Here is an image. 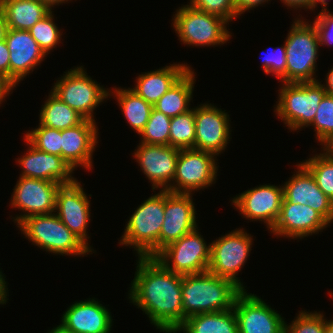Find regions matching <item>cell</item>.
I'll return each instance as SVG.
<instances>
[{
    "instance_id": "obj_1",
    "label": "cell",
    "mask_w": 333,
    "mask_h": 333,
    "mask_svg": "<svg viewBox=\"0 0 333 333\" xmlns=\"http://www.w3.org/2000/svg\"><path fill=\"white\" fill-rule=\"evenodd\" d=\"M128 292L130 303L147 314L160 332L175 333L182 325V277L155 257L138 256Z\"/></svg>"
},
{
    "instance_id": "obj_2",
    "label": "cell",
    "mask_w": 333,
    "mask_h": 333,
    "mask_svg": "<svg viewBox=\"0 0 333 333\" xmlns=\"http://www.w3.org/2000/svg\"><path fill=\"white\" fill-rule=\"evenodd\" d=\"M181 291L183 324L194 315L232 309L243 290L233 281L207 271L183 275Z\"/></svg>"
},
{
    "instance_id": "obj_3",
    "label": "cell",
    "mask_w": 333,
    "mask_h": 333,
    "mask_svg": "<svg viewBox=\"0 0 333 333\" xmlns=\"http://www.w3.org/2000/svg\"><path fill=\"white\" fill-rule=\"evenodd\" d=\"M164 221V190L140 204L126 222L119 244L132 246L137 256L155 257L160 252V231Z\"/></svg>"
},
{
    "instance_id": "obj_4",
    "label": "cell",
    "mask_w": 333,
    "mask_h": 333,
    "mask_svg": "<svg viewBox=\"0 0 333 333\" xmlns=\"http://www.w3.org/2000/svg\"><path fill=\"white\" fill-rule=\"evenodd\" d=\"M17 225L29 242L46 252L81 257L94 251L72 233L55 213L32 215Z\"/></svg>"
},
{
    "instance_id": "obj_5",
    "label": "cell",
    "mask_w": 333,
    "mask_h": 333,
    "mask_svg": "<svg viewBox=\"0 0 333 333\" xmlns=\"http://www.w3.org/2000/svg\"><path fill=\"white\" fill-rule=\"evenodd\" d=\"M298 17L291 25L285 40L286 83L318 81L316 60L320 47L319 35L314 23Z\"/></svg>"
},
{
    "instance_id": "obj_6",
    "label": "cell",
    "mask_w": 333,
    "mask_h": 333,
    "mask_svg": "<svg viewBox=\"0 0 333 333\" xmlns=\"http://www.w3.org/2000/svg\"><path fill=\"white\" fill-rule=\"evenodd\" d=\"M274 112L286 127L297 131L309 127L318 107L327 94L321 81L283 83Z\"/></svg>"
},
{
    "instance_id": "obj_7",
    "label": "cell",
    "mask_w": 333,
    "mask_h": 333,
    "mask_svg": "<svg viewBox=\"0 0 333 333\" xmlns=\"http://www.w3.org/2000/svg\"><path fill=\"white\" fill-rule=\"evenodd\" d=\"M179 8L173 15L172 24L183 44L208 47L230 40L232 35L226 27L229 22L224 18L195 9L190 4Z\"/></svg>"
},
{
    "instance_id": "obj_8",
    "label": "cell",
    "mask_w": 333,
    "mask_h": 333,
    "mask_svg": "<svg viewBox=\"0 0 333 333\" xmlns=\"http://www.w3.org/2000/svg\"><path fill=\"white\" fill-rule=\"evenodd\" d=\"M51 91L85 119L95 121L94 110L109 97V89L92 80L83 66L64 72Z\"/></svg>"
},
{
    "instance_id": "obj_9",
    "label": "cell",
    "mask_w": 333,
    "mask_h": 333,
    "mask_svg": "<svg viewBox=\"0 0 333 333\" xmlns=\"http://www.w3.org/2000/svg\"><path fill=\"white\" fill-rule=\"evenodd\" d=\"M252 237L245 230L236 228L210 243L208 271L216 276L229 279L242 290H246L239 277L236 276L250 256Z\"/></svg>"
},
{
    "instance_id": "obj_10",
    "label": "cell",
    "mask_w": 333,
    "mask_h": 333,
    "mask_svg": "<svg viewBox=\"0 0 333 333\" xmlns=\"http://www.w3.org/2000/svg\"><path fill=\"white\" fill-rule=\"evenodd\" d=\"M198 230L197 227L179 240L170 243L155 258L176 274L191 275L207 272L211 245L206 244Z\"/></svg>"
},
{
    "instance_id": "obj_11",
    "label": "cell",
    "mask_w": 333,
    "mask_h": 333,
    "mask_svg": "<svg viewBox=\"0 0 333 333\" xmlns=\"http://www.w3.org/2000/svg\"><path fill=\"white\" fill-rule=\"evenodd\" d=\"M215 156V157H214ZM216 155L196 149H181L173 184L167 191L192 193L216 183L218 167ZM216 159V160H215ZM215 181V182H214Z\"/></svg>"
},
{
    "instance_id": "obj_12",
    "label": "cell",
    "mask_w": 333,
    "mask_h": 333,
    "mask_svg": "<svg viewBox=\"0 0 333 333\" xmlns=\"http://www.w3.org/2000/svg\"><path fill=\"white\" fill-rule=\"evenodd\" d=\"M238 333H285V319L257 295L243 290L235 299Z\"/></svg>"
},
{
    "instance_id": "obj_13",
    "label": "cell",
    "mask_w": 333,
    "mask_h": 333,
    "mask_svg": "<svg viewBox=\"0 0 333 333\" xmlns=\"http://www.w3.org/2000/svg\"><path fill=\"white\" fill-rule=\"evenodd\" d=\"M61 184L19 176L11 196V206L24 214L13 217L15 223L32 215L55 212L56 194Z\"/></svg>"
},
{
    "instance_id": "obj_14",
    "label": "cell",
    "mask_w": 333,
    "mask_h": 333,
    "mask_svg": "<svg viewBox=\"0 0 333 333\" xmlns=\"http://www.w3.org/2000/svg\"><path fill=\"white\" fill-rule=\"evenodd\" d=\"M195 149L218 156L225 151L230 141V123L228 113L211 103L194 108Z\"/></svg>"
},
{
    "instance_id": "obj_15",
    "label": "cell",
    "mask_w": 333,
    "mask_h": 333,
    "mask_svg": "<svg viewBox=\"0 0 333 333\" xmlns=\"http://www.w3.org/2000/svg\"><path fill=\"white\" fill-rule=\"evenodd\" d=\"M231 201L243 218L262 221L267 229L271 230L280 215L283 187L271 184L259 185L236 195Z\"/></svg>"
},
{
    "instance_id": "obj_16",
    "label": "cell",
    "mask_w": 333,
    "mask_h": 333,
    "mask_svg": "<svg viewBox=\"0 0 333 333\" xmlns=\"http://www.w3.org/2000/svg\"><path fill=\"white\" fill-rule=\"evenodd\" d=\"M192 194L164 190V221L160 231V251L198 227Z\"/></svg>"
},
{
    "instance_id": "obj_17",
    "label": "cell",
    "mask_w": 333,
    "mask_h": 333,
    "mask_svg": "<svg viewBox=\"0 0 333 333\" xmlns=\"http://www.w3.org/2000/svg\"><path fill=\"white\" fill-rule=\"evenodd\" d=\"M55 213L72 233L79 237L90 249L87 228L91 219L90 200L78 180L61 185L57 190Z\"/></svg>"
},
{
    "instance_id": "obj_18",
    "label": "cell",
    "mask_w": 333,
    "mask_h": 333,
    "mask_svg": "<svg viewBox=\"0 0 333 333\" xmlns=\"http://www.w3.org/2000/svg\"><path fill=\"white\" fill-rule=\"evenodd\" d=\"M135 151V160L150 180L152 190H167L173 183L180 149L170 145L139 143Z\"/></svg>"
},
{
    "instance_id": "obj_19",
    "label": "cell",
    "mask_w": 333,
    "mask_h": 333,
    "mask_svg": "<svg viewBox=\"0 0 333 333\" xmlns=\"http://www.w3.org/2000/svg\"><path fill=\"white\" fill-rule=\"evenodd\" d=\"M329 223L314 209L305 204H294L283 198L280 215L270 230L276 236L303 239L318 234Z\"/></svg>"
},
{
    "instance_id": "obj_20",
    "label": "cell",
    "mask_w": 333,
    "mask_h": 333,
    "mask_svg": "<svg viewBox=\"0 0 333 333\" xmlns=\"http://www.w3.org/2000/svg\"><path fill=\"white\" fill-rule=\"evenodd\" d=\"M5 42L9 49V80L16 86L46 57L28 30L8 28Z\"/></svg>"
},
{
    "instance_id": "obj_21",
    "label": "cell",
    "mask_w": 333,
    "mask_h": 333,
    "mask_svg": "<svg viewBox=\"0 0 333 333\" xmlns=\"http://www.w3.org/2000/svg\"><path fill=\"white\" fill-rule=\"evenodd\" d=\"M296 173L285 182L283 198L294 204H305L333 223V201L318 187L313 175L300 163Z\"/></svg>"
},
{
    "instance_id": "obj_22",
    "label": "cell",
    "mask_w": 333,
    "mask_h": 333,
    "mask_svg": "<svg viewBox=\"0 0 333 333\" xmlns=\"http://www.w3.org/2000/svg\"><path fill=\"white\" fill-rule=\"evenodd\" d=\"M27 152L16 160L22 169L20 176L59 183L72 184L77 179L72 176L74 169L60 156L37 150L25 138Z\"/></svg>"
},
{
    "instance_id": "obj_23",
    "label": "cell",
    "mask_w": 333,
    "mask_h": 333,
    "mask_svg": "<svg viewBox=\"0 0 333 333\" xmlns=\"http://www.w3.org/2000/svg\"><path fill=\"white\" fill-rule=\"evenodd\" d=\"M98 126L85 119L79 125L61 130L62 158L75 170L92 168V155L98 143ZM76 167V168H75Z\"/></svg>"
},
{
    "instance_id": "obj_24",
    "label": "cell",
    "mask_w": 333,
    "mask_h": 333,
    "mask_svg": "<svg viewBox=\"0 0 333 333\" xmlns=\"http://www.w3.org/2000/svg\"><path fill=\"white\" fill-rule=\"evenodd\" d=\"M96 298L77 301L62 315L61 324L75 333H110L111 312Z\"/></svg>"
},
{
    "instance_id": "obj_25",
    "label": "cell",
    "mask_w": 333,
    "mask_h": 333,
    "mask_svg": "<svg viewBox=\"0 0 333 333\" xmlns=\"http://www.w3.org/2000/svg\"><path fill=\"white\" fill-rule=\"evenodd\" d=\"M185 64H170L161 69L145 72L136 77V84L130 88L153 106L190 69Z\"/></svg>"
},
{
    "instance_id": "obj_26",
    "label": "cell",
    "mask_w": 333,
    "mask_h": 333,
    "mask_svg": "<svg viewBox=\"0 0 333 333\" xmlns=\"http://www.w3.org/2000/svg\"><path fill=\"white\" fill-rule=\"evenodd\" d=\"M7 28L29 30L52 10L40 0H0Z\"/></svg>"
},
{
    "instance_id": "obj_27",
    "label": "cell",
    "mask_w": 333,
    "mask_h": 333,
    "mask_svg": "<svg viewBox=\"0 0 333 333\" xmlns=\"http://www.w3.org/2000/svg\"><path fill=\"white\" fill-rule=\"evenodd\" d=\"M183 333H238L236 313L233 308L214 313H202L185 319L177 329Z\"/></svg>"
},
{
    "instance_id": "obj_28",
    "label": "cell",
    "mask_w": 333,
    "mask_h": 333,
    "mask_svg": "<svg viewBox=\"0 0 333 333\" xmlns=\"http://www.w3.org/2000/svg\"><path fill=\"white\" fill-rule=\"evenodd\" d=\"M195 73L190 68L153 106L169 117L185 113L193 96Z\"/></svg>"
},
{
    "instance_id": "obj_29",
    "label": "cell",
    "mask_w": 333,
    "mask_h": 333,
    "mask_svg": "<svg viewBox=\"0 0 333 333\" xmlns=\"http://www.w3.org/2000/svg\"><path fill=\"white\" fill-rule=\"evenodd\" d=\"M109 92V97L113 95L116 97L127 123L140 135L149 120L153 105L146 102L130 88L115 87L113 91L109 89Z\"/></svg>"
},
{
    "instance_id": "obj_30",
    "label": "cell",
    "mask_w": 333,
    "mask_h": 333,
    "mask_svg": "<svg viewBox=\"0 0 333 333\" xmlns=\"http://www.w3.org/2000/svg\"><path fill=\"white\" fill-rule=\"evenodd\" d=\"M85 120L77 111L70 108L52 91L42 105L39 124L53 129L64 130L75 127Z\"/></svg>"
},
{
    "instance_id": "obj_31",
    "label": "cell",
    "mask_w": 333,
    "mask_h": 333,
    "mask_svg": "<svg viewBox=\"0 0 333 333\" xmlns=\"http://www.w3.org/2000/svg\"><path fill=\"white\" fill-rule=\"evenodd\" d=\"M169 145L177 149H195L194 108L171 117Z\"/></svg>"
},
{
    "instance_id": "obj_32",
    "label": "cell",
    "mask_w": 333,
    "mask_h": 333,
    "mask_svg": "<svg viewBox=\"0 0 333 333\" xmlns=\"http://www.w3.org/2000/svg\"><path fill=\"white\" fill-rule=\"evenodd\" d=\"M301 164L313 175L316 184L333 201V155L315 154Z\"/></svg>"
},
{
    "instance_id": "obj_33",
    "label": "cell",
    "mask_w": 333,
    "mask_h": 333,
    "mask_svg": "<svg viewBox=\"0 0 333 333\" xmlns=\"http://www.w3.org/2000/svg\"><path fill=\"white\" fill-rule=\"evenodd\" d=\"M171 117L157 111L154 107L144 130L140 133L141 143L169 145Z\"/></svg>"
},
{
    "instance_id": "obj_34",
    "label": "cell",
    "mask_w": 333,
    "mask_h": 333,
    "mask_svg": "<svg viewBox=\"0 0 333 333\" xmlns=\"http://www.w3.org/2000/svg\"><path fill=\"white\" fill-rule=\"evenodd\" d=\"M53 15V11H51L28 30L45 55L50 54V51L61 43L62 32L56 26Z\"/></svg>"
},
{
    "instance_id": "obj_35",
    "label": "cell",
    "mask_w": 333,
    "mask_h": 333,
    "mask_svg": "<svg viewBox=\"0 0 333 333\" xmlns=\"http://www.w3.org/2000/svg\"><path fill=\"white\" fill-rule=\"evenodd\" d=\"M24 138L37 150L62 157L61 130L39 126L25 134Z\"/></svg>"
},
{
    "instance_id": "obj_36",
    "label": "cell",
    "mask_w": 333,
    "mask_h": 333,
    "mask_svg": "<svg viewBox=\"0 0 333 333\" xmlns=\"http://www.w3.org/2000/svg\"><path fill=\"white\" fill-rule=\"evenodd\" d=\"M316 140L323 145L333 135V96L326 94L319 104L313 122Z\"/></svg>"
},
{
    "instance_id": "obj_37",
    "label": "cell",
    "mask_w": 333,
    "mask_h": 333,
    "mask_svg": "<svg viewBox=\"0 0 333 333\" xmlns=\"http://www.w3.org/2000/svg\"><path fill=\"white\" fill-rule=\"evenodd\" d=\"M297 315L290 325L285 322V333H325L323 313L301 310Z\"/></svg>"
},
{
    "instance_id": "obj_38",
    "label": "cell",
    "mask_w": 333,
    "mask_h": 333,
    "mask_svg": "<svg viewBox=\"0 0 333 333\" xmlns=\"http://www.w3.org/2000/svg\"><path fill=\"white\" fill-rule=\"evenodd\" d=\"M189 4L195 9L220 16L228 22L239 16L233 0H190Z\"/></svg>"
},
{
    "instance_id": "obj_39",
    "label": "cell",
    "mask_w": 333,
    "mask_h": 333,
    "mask_svg": "<svg viewBox=\"0 0 333 333\" xmlns=\"http://www.w3.org/2000/svg\"><path fill=\"white\" fill-rule=\"evenodd\" d=\"M264 60L262 61V68L268 75L272 73V76L279 78L282 83H286V49L285 43L283 46L273 48L267 51Z\"/></svg>"
},
{
    "instance_id": "obj_40",
    "label": "cell",
    "mask_w": 333,
    "mask_h": 333,
    "mask_svg": "<svg viewBox=\"0 0 333 333\" xmlns=\"http://www.w3.org/2000/svg\"><path fill=\"white\" fill-rule=\"evenodd\" d=\"M313 23L318 31L320 46L333 45V12L323 8Z\"/></svg>"
},
{
    "instance_id": "obj_41",
    "label": "cell",
    "mask_w": 333,
    "mask_h": 333,
    "mask_svg": "<svg viewBox=\"0 0 333 333\" xmlns=\"http://www.w3.org/2000/svg\"><path fill=\"white\" fill-rule=\"evenodd\" d=\"M235 5V10L239 16L245 11H249L252 8L258 7V5L265 4L270 0H233ZM265 2V3H264Z\"/></svg>"
},
{
    "instance_id": "obj_42",
    "label": "cell",
    "mask_w": 333,
    "mask_h": 333,
    "mask_svg": "<svg viewBox=\"0 0 333 333\" xmlns=\"http://www.w3.org/2000/svg\"><path fill=\"white\" fill-rule=\"evenodd\" d=\"M0 73L9 79V49L5 39L0 41Z\"/></svg>"
},
{
    "instance_id": "obj_43",
    "label": "cell",
    "mask_w": 333,
    "mask_h": 333,
    "mask_svg": "<svg viewBox=\"0 0 333 333\" xmlns=\"http://www.w3.org/2000/svg\"><path fill=\"white\" fill-rule=\"evenodd\" d=\"M287 6L288 8L297 9H309L312 10L316 9V0H280Z\"/></svg>"
},
{
    "instance_id": "obj_44",
    "label": "cell",
    "mask_w": 333,
    "mask_h": 333,
    "mask_svg": "<svg viewBox=\"0 0 333 333\" xmlns=\"http://www.w3.org/2000/svg\"><path fill=\"white\" fill-rule=\"evenodd\" d=\"M14 87L16 86L6 76L0 73V104L10 95Z\"/></svg>"
},
{
    "instance_id": "obj_45",
    "label": "cell",
    "mask_w": 333,
    "mask_h": 333,
    "mask_svg": "<svg viewBox=\"0 0 333 333\" xmlns=\"http://www.w3.org/2000/svg\"><path fill=\"white\" fill-rule=\"evenodd\" d=\"M8 294V288H7V283L5 281L4 274L0 270V304H6L7 302V295Z\"/></svg>"
},
{
    "instance_id": "obj_46",
    "label": "cell",
    "mask_w": 333,
    "mask_h": 333,
    "mask_svg": "<svg viewBox=\"0 0 333 333\" xmlns=\"http://www.w3.org/2000/svg\"><path fill=\"white\" fill-rule=\"evenodd\" d=\"M326 83L323 84V87L328 95L333 96V67L326 75Z\"/></svg>"
},
{
    "instance_id": "obj_47",
    "label": "cell",
    "mask_w": 333,
    "mask_h": 333,
    "mask_svg": "<svg viewBox=\"0 0 333 333\" xmlns=\"http://www.w3.org/2000/svg\"><path fill=\"white\" fill-rule=\"evenodd\" d=\"M7 29L6 19L3 12L0 10V41L5 39Z\"/></svg>"
},
{
    "instance_id": "obj_48",
    "label": "cell",
    "mask_w": 333,
    "mask_h": 333,
    "mask_svg": "<svg viewBox=\"0 0 333 333\" xmlns=\"http://www.w3.org/2000/svg\"><path fill=\"white\" fill-rule=\"evenodd\" d=\"M42 3L46 4L51 10L56 5L68 2L69 0H40ZM71 1V0H70Z\"/></svg>"
},
{
    "instance_id": "obj_49",
    "label": "cell",
    "mask_w": 333,
    "mask_h": 333,
    "mask_svg": "<svg viewBox=\"0 0 333 333\" xmlns=\"http://www.w3.org/2000/svg\"><path fill=\"white\" fill-rule=\"evenodd\" d=\"M322 146L325 152L333 155V135Z\"/></svg>"
},
{
    "instance_id": "obj_50",
    "label": "cell",
    "mask_w": 333,
    "mask_h": 333,
    "mask_svg": "<svg viewBox=\"0 0 333 333\" xmlns=\"http://www.w3.org/2000/svg\"><path fill=\"white\" fill-rule=\"evenodd\" d=\"M48 333H75V332L67 329L65 326L60 324V325H57L56 327H54L52 330H49Z\"/></svg>"
},
{
    "instance_id": "obj_51",
    "label": "cell",
    "mask_w": 333,
    "mask_h": 333,
    "mask_svg": "<svg viewBox=\"0 0 333 333\" xmlns=\"http://www.w3.org/2000/svg\"><path fill=\"white\" fill-rule=\"evenodd\" d=\"M325 333H333V320H325Z\"/></svg>"
},
{
    "instance_id": "obj_52",
    "label": "cell",
    "mask_w": 333,
    "mask_h": 333,
    "mask_svg": "<svg viewBox=\"0 0 333 333\" xmlns=\"http://www.w3.org/2000/svg\"><path fill=\"white\" fill-rule=\"evenodd\" d=\"M327 2H328L327 0H316V7H317V4L320 3L322 5V9L326 8V6L329 4Z\"/></svg>"
}]
</instances>
